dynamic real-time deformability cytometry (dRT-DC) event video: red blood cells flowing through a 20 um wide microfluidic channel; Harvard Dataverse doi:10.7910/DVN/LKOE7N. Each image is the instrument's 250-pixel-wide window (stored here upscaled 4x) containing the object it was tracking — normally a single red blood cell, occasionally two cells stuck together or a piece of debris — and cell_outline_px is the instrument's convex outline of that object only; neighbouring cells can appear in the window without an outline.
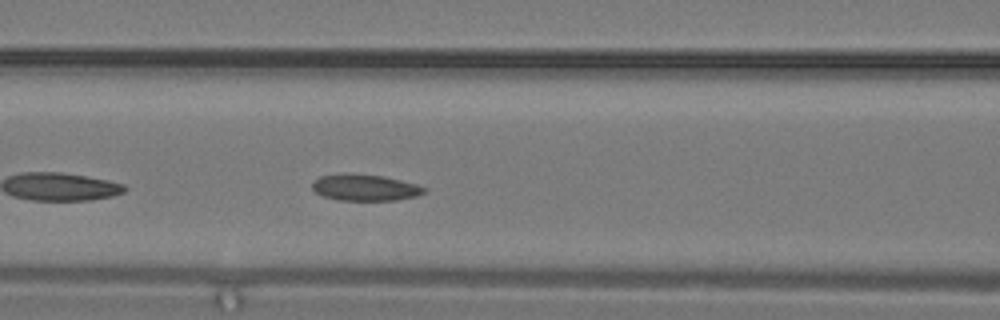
{"species": "common noctule bat (a hibernating species)", "species_latin": "Nyctalus noctula", "temperature_condition": "warm", "stored_images_in_passage": 13, "camera_frame_rate_fps": 3000, "um_per_image_px": 0.085, "animal": {"sex": "male", "body_mass_g": 19.2, "forearm_length_mm": 51.8}, "frame": {"image": 1, "passage_image": 8, "time_ms": 2.333, "image_size_px": [1000, 320], "cell_outline_px": [[428, 188], [424, 192], [416, 196], [396, 200], [340, 200], [324, 196], [316, 192], [312, 188], [312, 180], [320, 176], [348, 172], [384, 176], [416, 184]], "centroid_in_image_um": [31.0, 15.92], "position_along_channel_um": 135.6, "area_um2": 17.34}}
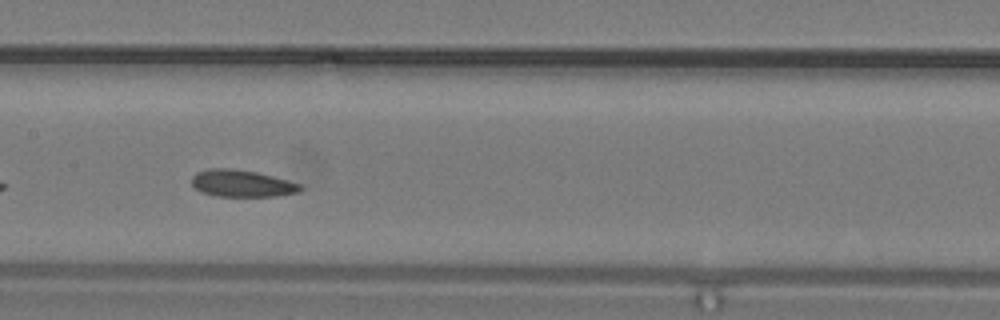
{"frame": {"image": 2, "passage_image": 10, "time_ms": 3.0, "image_size_px": [1000, 320], "cell_outline_px": [[304, 188], [300, 192], [276, 196], [216, 196], [200, 192], [192, 184], [192, 176], [196, 172], [208, 168], [232, 168], [256, 172], [304, 184]], "centroid_in_image_um": [20.59, 15.59], "position_along_channel_um": 186.8, "area_um2": 17.28}}
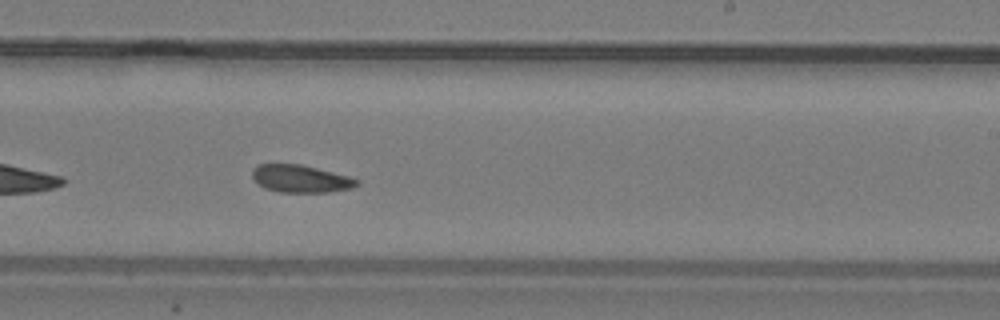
{"frame": {"image": 3, "passage_image": 13, "time_ms": 4.0, "image_size_px": [1000, 320], "cell_outline_px": [[360, 184], [352, 188], [328, 192], [280, 192], [264, 188], [252, 176], [252, 168], [256, 164], [300, 164], [348, 176], [360, 180]], "centroid_in_image_um": [25.56, 15.19], "position_along_channel_um": 263.4, "area_um2": 16.7}}